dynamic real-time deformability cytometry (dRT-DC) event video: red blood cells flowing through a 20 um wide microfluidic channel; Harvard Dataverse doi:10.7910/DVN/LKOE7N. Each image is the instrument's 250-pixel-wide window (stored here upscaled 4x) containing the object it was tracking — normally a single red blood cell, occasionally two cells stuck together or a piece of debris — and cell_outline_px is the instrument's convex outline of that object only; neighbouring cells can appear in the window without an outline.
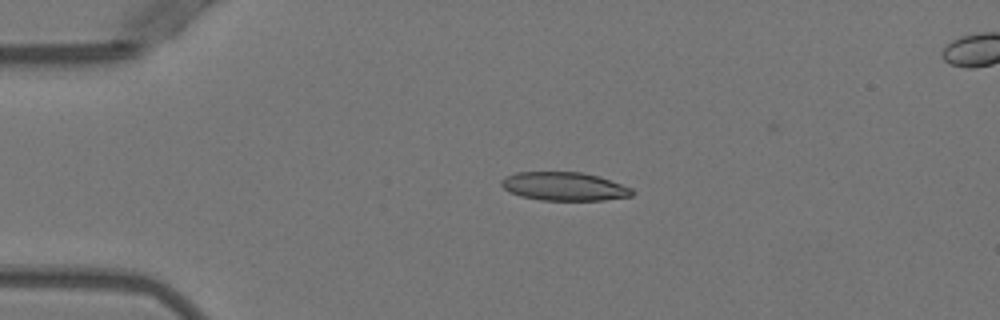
{"species": "Egyptian fruit bat (a non-hibernating species)", "species_latin": "Rousettus aegyptiacus", "temperature_condition": "warm", "stored_images_in_passage": 42, "camera_frame_rate_fps": 3000, "um_per_image_px": 0.085, "animal": {"sex": "female"}, "frame": {"image": 1, "passage_image": 2, "time_ms": 0.333, "image_size_px": [1000, 320], "cell_outline_px": [[636, 192], [632, 196], [604, 200], [540, 200], [520, 196], [508, 192], [500, 184], [500, 180], [504, 176], [516, 172], [584, 172], [600, 176], [632, 188]], "centroid_in_image_um": [47.95, 15.84], "position_along_channel_um": 37.1, "area_um2": 22.02}}
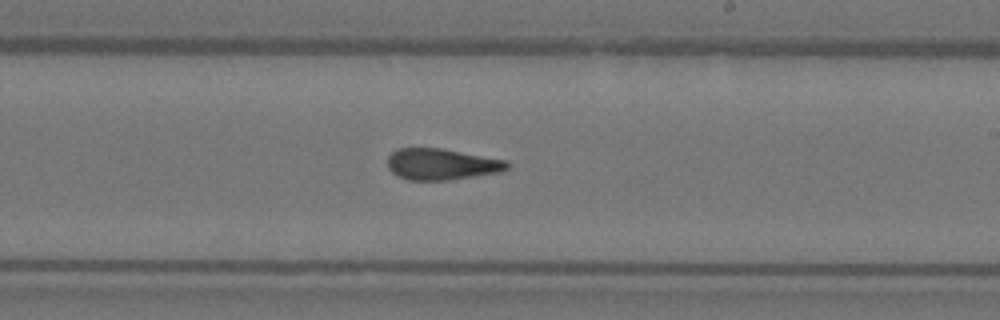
{"frame": {"image": 2, "passage_image": 21, "time_ms": 6.667, "image_size_px": [1000, 320], "cell_outline_px": [[508, 168], [500, 172], [448, 180], [408, 180], [396, 176], [388, 168], [388, 156], [396, 148], [440, 148], [508, 160]], "centroid_in_image_um": [37.51, 13.96], "position_along_channel_um": 251.5, "area_um2": 21.85}}
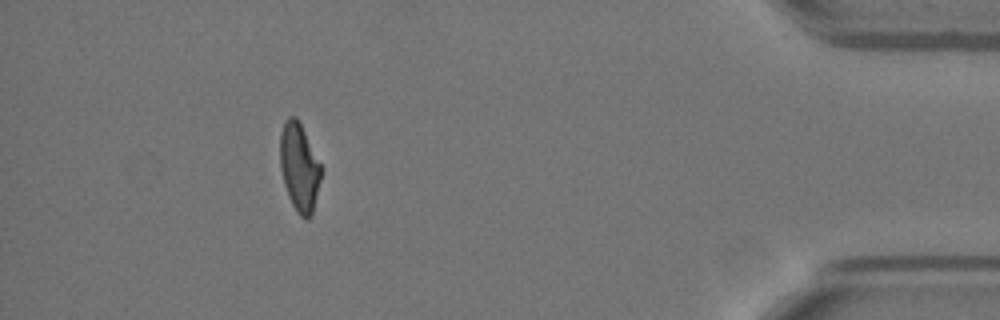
{"frame": {"image": 3, "passage_image": 37, "time_ms": 12.0, "image_size_px": [1000, 320], "cell_outline_px": [[320, 180], [312, 216], [308, 220], [300, 216], [296, 212], [288, 196], [284, 184], [280, 168], [280, 136], [284, 124], [288, 116], [296, 116], [320, 164]], "centroid_in_image_um": [25.42, 14.27], "position_along_channel_um": 409.8, "area_um2": 20.69}, "authors_computed_cell_mechanics": {"area_um2": 22.0218, "velocity_mm_per_s": 3.9703, "shape_relaxation_time_tau1_ms": 10.1794, "shape_relaxation_time_tau2_ms": 1.516, "deformation_change_tau1": 0.289, "deformation_change_tau2": 0.1056}}